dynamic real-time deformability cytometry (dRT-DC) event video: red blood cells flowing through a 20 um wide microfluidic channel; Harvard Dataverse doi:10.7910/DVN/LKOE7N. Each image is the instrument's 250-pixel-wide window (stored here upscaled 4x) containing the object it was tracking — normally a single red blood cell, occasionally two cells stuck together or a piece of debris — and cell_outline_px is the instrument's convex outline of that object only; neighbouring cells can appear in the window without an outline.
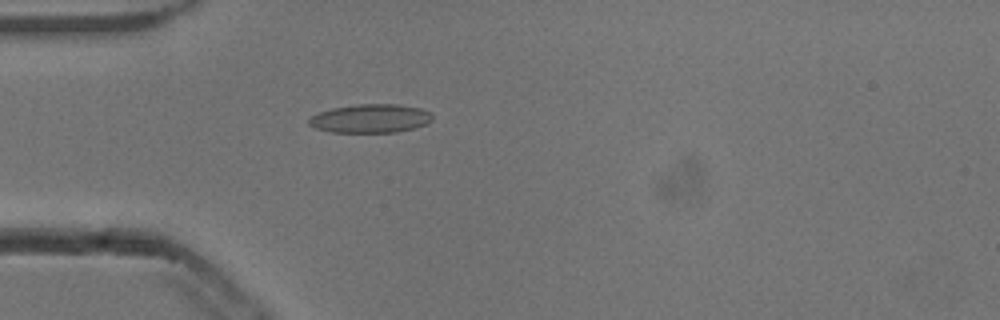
{"species": "common noctule bat (a hibernating species)", "species_latin": "Nyctalus noctula", "temperature_condition": "cold", "stored_images_in_passage": 3, "camera_frame_rate_fps": 3000, "um_per_image_px": 0.085, "animal": {"sex": "male", "body_mass_g": 13.3}, "frame": {"image": 1, "passage_image": 1, "time_ms": 0.0, "image_size_px": [1000, 320], "cell_outline_px": [[432, 120], [428, 124], [396, 132], [332, 132], [316, 128], [308, 124], [308, 120], [312, 116], [320, 112], [332, 108], [356, 104], [396, 104], [420, 108], [428, 112], [432, 116]], "centroid_in_image_um": [31.49, 10.07], "position_along_channel_um": 53.5, "area_um2": 20.46}}